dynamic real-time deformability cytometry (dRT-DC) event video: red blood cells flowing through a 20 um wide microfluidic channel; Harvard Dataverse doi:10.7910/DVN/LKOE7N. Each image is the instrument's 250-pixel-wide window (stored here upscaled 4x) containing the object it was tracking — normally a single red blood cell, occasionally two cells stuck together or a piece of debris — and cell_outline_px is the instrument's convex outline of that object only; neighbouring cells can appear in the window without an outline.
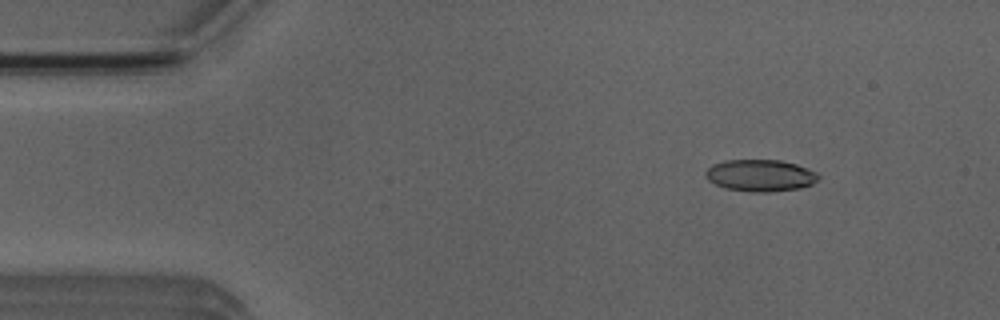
{"species": "Egyptian fruit bat (a non-hibernating species)", "species_latin": "Rousettus aegyptiacus", "temperature_condition": "room temperature", "stored_images_in_passage": 5, "camera_frame_rate_fps": 3000, "um_per_image_px": 0.085, "animal": {"sex": "male"}, "frame": {"image": 1, "passage_image": 2, "time_ms": 1.0, "image_size_px": [1000, 320], "cell_outline_px": [[820, 176], [812, 184], [800, 188], [768, 192], [752, 192], [724, 188], [708, 180], [704, 176], [704, 172], [712, 164], [724, 160], [780, 160], [796, 164], [816, 172]], "centroid_in_image_um": [64.59, 14.91], "position_along_channel_um": 20.4, "area_um2": 20.98}}
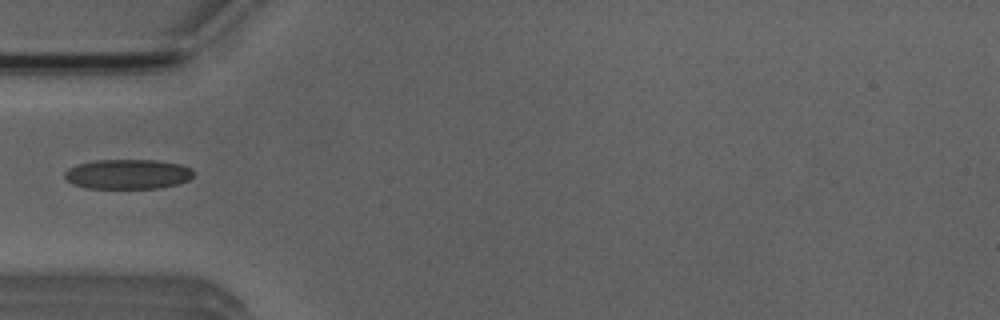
{"frame": {"image": 2, "passage_image": 5, "time_ms": 4.333, "image_size_px": [1000, 320], "cell_outline_px": [[196, 172], [188, 180], [180, 184], [160, 188], [84, 188], [72, 184], [64, 176], [64, 172], [68, 168], [76, 164], [96, 160], [156, 160], [180, 164], [192, 168]], "centroid_in_image_um": [10.88, 14.8], "position_along_channel_um": 74.1, "area_um2": 22.66}}